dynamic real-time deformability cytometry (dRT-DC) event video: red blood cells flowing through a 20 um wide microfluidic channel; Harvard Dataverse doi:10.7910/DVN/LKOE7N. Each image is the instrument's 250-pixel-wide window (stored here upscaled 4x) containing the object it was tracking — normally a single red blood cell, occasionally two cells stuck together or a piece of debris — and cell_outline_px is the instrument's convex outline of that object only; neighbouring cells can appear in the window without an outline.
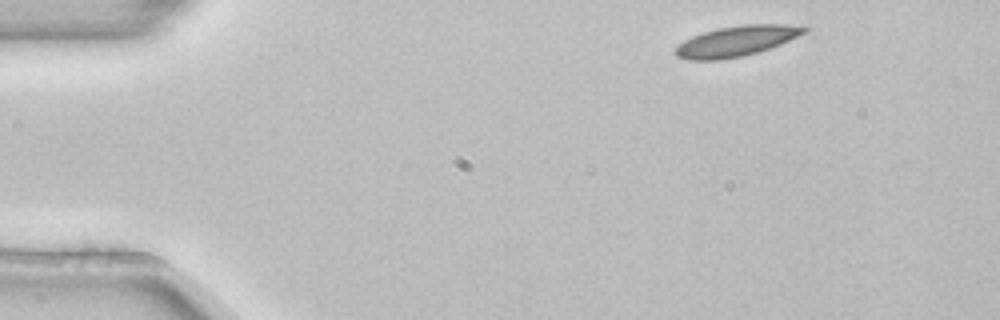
{"species": "common noctule bat (a hibernating species)", "species_latin": "Nyctalus noctula", "temperature_condition": "room temperature", "stored_images_in_passage": 2, "camera_frame_rate_fps": 3000, "um_per_image_px": 0.085, "animal": {"sex": "female", "body_mass_g": 22.7, "forearm_length_mm": 54.2}, "frame": {"image": 1, "passage_image": 1, "time_ms": 0.0, "image_size_px": [1000, 320], "cell_outline_px": [[812, 28], [808, 32], [780, 44], [744, 56], [720, 60], [688, 60], [676, 56], [672, 52], [676, 44], [692, 36], [716, 28], [744, 24], [784, 24]], "centroid_in_image_um": [62.56, 3.49], "position_along_channel_um": 22.4, "area_um2": 23.06}}